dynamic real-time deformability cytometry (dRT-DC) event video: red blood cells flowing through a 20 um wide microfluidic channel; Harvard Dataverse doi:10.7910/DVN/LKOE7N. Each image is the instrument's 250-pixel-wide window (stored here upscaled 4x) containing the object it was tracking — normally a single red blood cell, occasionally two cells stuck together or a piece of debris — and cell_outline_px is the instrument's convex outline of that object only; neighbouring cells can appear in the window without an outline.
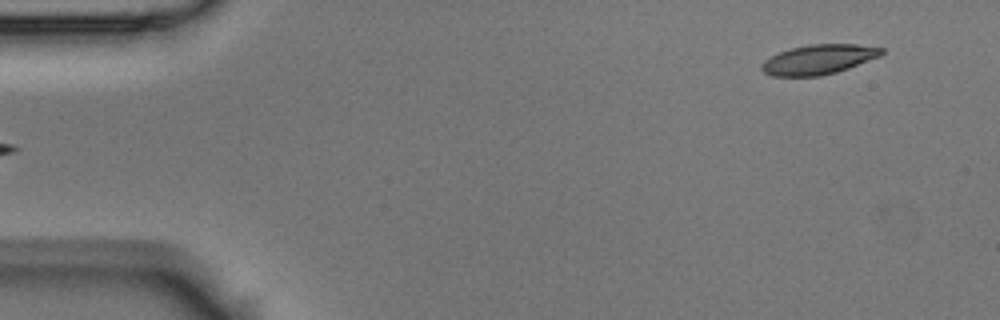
{"species": "Egyptian fruit bat (a non-hibernating species)", "species_latin": "Rousettus aegyptiacus", "temperature_condition": "room temperature", "stored_images_in_passage": 51, "camera_frame_rate_fps": 3000, "um_per_image_px": 0.085, "animal": {"sex": "male"}, "frame": {"image": 1, "passage_image": 1, "time_ms": 0.0, "image_size_px": [1000, 320], "cell_outline_px": [[884, 52], [880, 56], [848, 68], [836, 72], [820, 76], [772, 76], [764, 72], [760, 68], [760, 64], [764, 60], [780, 52], [792, 48], [808, 44], [856, 44], [884, 48]], "centroid_in_image_um": [69.57, 5.05], "position_along_channel_um": 15.4, "area_um2": 20.69}}
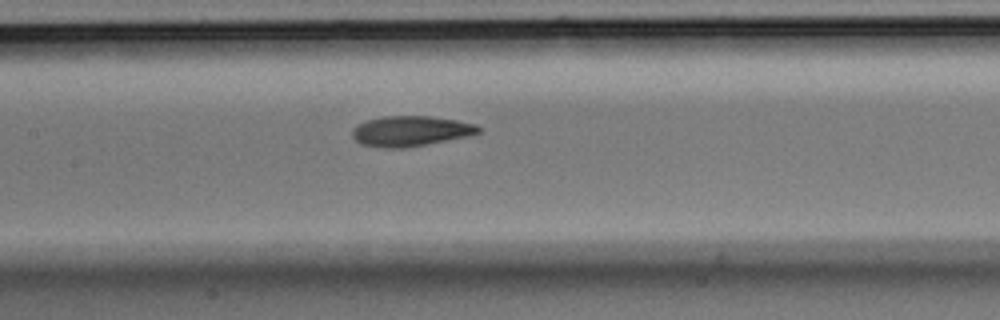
{"frame": {"image": 2, "passage_image": 22, "time_ms": 7.0, "image_size_px": [1000, 320], "cell_outline_px": [[480, 132], [472, 136], [408, 148], [380, 148], [360, 144], [352, 136], [352, 128], [356, 124], [380, 116], [428, 116], [456, 120], [476, 124], [480, 128]], "centroid_in_image_um": [34.9, 11.15], "position_along_channel_um": 172.5, "area_um2": 22.72}}
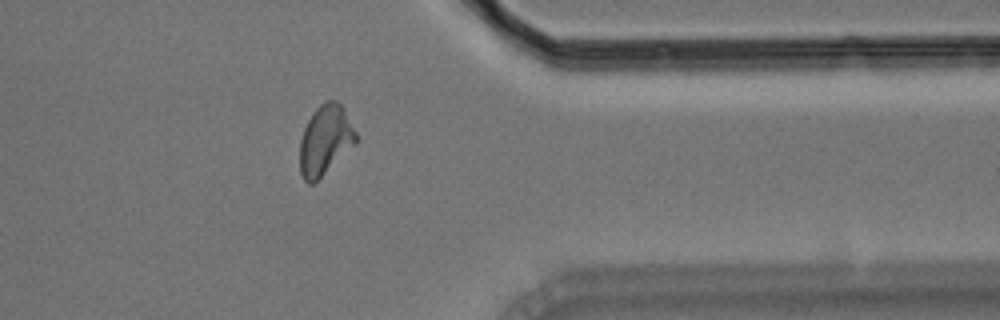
{"frame": {"image": 3, "passage_image": 40, "time_ms": 13.0, "image_size_px": [1000, 320], "cell_outline_px": [[356, 144], [312, 184], [308, 184], [304, 180], [300, 172], [300, 140], [304, 128], [312, 112], [324, 100], [336, 100], [344, 108], [356, 132]], "centroid_in_image_um": [27.64, 11.88], "position_along_channel_um": 383.8, "area_um2": 22.72}, "authors_computed_cell_mechanics": {"area_um2": 21.9062, "velocity_mm_per_s": 3.7224, "shape_relaxation_time_tau1_ms": 4.9025, "shape_relaxation_time_tau2_ms": 2.952, "deformation_change_tau1": 0.19, "deformation_change_tau2": 0.0978}}